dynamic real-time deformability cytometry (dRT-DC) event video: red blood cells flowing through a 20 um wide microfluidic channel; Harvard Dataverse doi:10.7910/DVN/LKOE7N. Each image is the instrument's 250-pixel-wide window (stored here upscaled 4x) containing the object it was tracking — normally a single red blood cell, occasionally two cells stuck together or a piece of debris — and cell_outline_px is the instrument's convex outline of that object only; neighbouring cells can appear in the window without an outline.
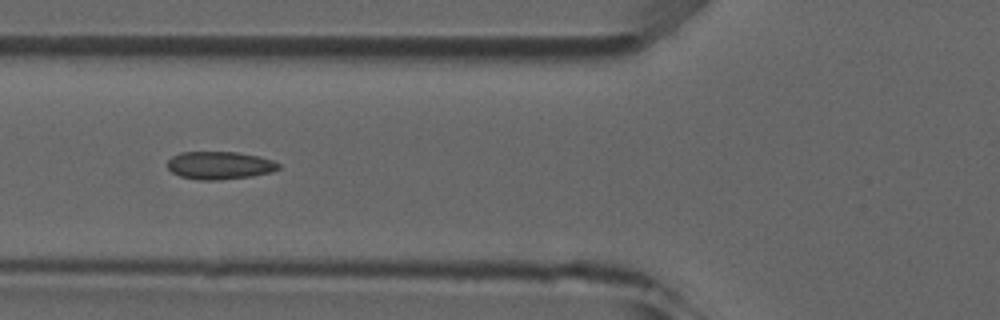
{"species": "common noctule bat (a hibernating species)", "species_latin": "Nyctalus noctula", "temperature_condition": "room temperature", "stored_images_in_passage": 4, "camera_frame_rate_fps": 3000, "um_per_image_px": 0.085, "animal": {"sex": "male", "forearm_length_mm": 52.5}, "frame": {"image": 1, "passage_image": 4, "time_ms": 3.333, "image_size_px": [1000, 320], "cell_outline_px": [[280, 168], [272, 172], [252, 176], [220, 180], [200, 180], [180, 176], [172, 172], [168, 168], [168, 160], [172, 156], [180, 152], [236, 152], [260, 156], [272, 160], [280, 164]], "centroid_in_image_um": [18.68, 14.05], "position_along_channel_um": 107.1, "area_um2": 18.09}}